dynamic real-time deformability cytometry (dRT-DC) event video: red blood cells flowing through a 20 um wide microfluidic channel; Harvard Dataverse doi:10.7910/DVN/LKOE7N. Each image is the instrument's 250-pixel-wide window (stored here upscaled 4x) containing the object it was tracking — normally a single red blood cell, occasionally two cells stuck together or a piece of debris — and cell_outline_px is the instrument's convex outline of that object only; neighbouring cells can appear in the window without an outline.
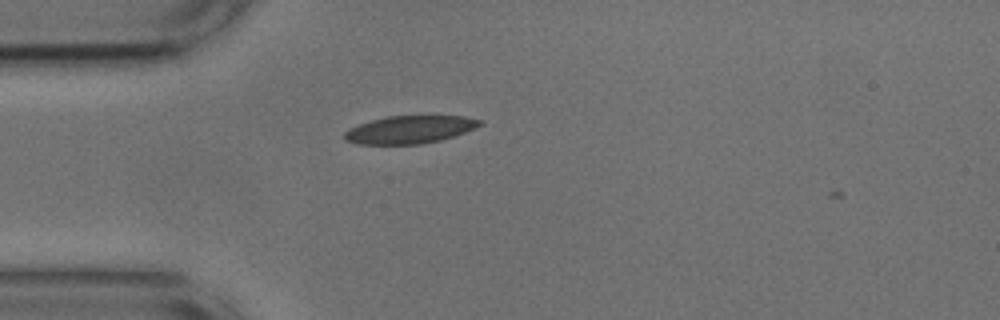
{"species": "common noctule bat (a hibernating species)", "species_latin": "Nyctalus noctula", "temperature_condition": "cold", "stored_images_in_passage": 3, "camera_frame_rate_fps": 3000, "um_per_image_px": 0.085, "animal": {"sex": "male", "body_mass_g": 17.9, "forearm_length_mm": 54.2}, "frame": {"image": 1, "passage_image": 2, "time_ms": 0.333, "image_size_px": [1000, 320], "cell_outline_px": [[484, 124], [464, 132], [440, 140], [420, 144], [356, 144], [344, 140], [344, 132], [360, 124], [372, 120], [388, 116], [464, 116], [484, 120]], "centroid_in_image_um": [34.85, 11.01], "position_along_channel_um": 50.2, "area_um2": 21.73}}